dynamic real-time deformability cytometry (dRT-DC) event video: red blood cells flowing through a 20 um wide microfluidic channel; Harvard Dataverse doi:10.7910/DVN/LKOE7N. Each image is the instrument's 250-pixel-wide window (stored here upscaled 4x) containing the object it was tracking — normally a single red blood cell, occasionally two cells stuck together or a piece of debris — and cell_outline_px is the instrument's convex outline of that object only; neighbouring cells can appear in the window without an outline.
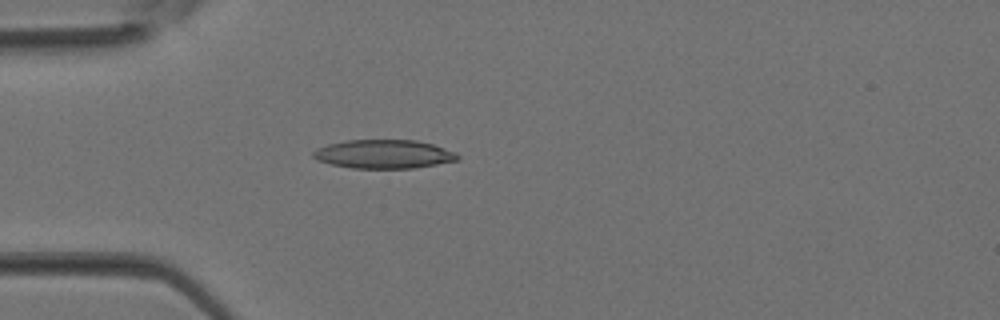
{"species": "Egyptian fruit bat (a non-hibernating species)", "species_latin": "Rousettus aegyptiacus", "temperature_condition": "room temperature", "stored_images_in_passage": 37, "camera_frame_rate_fps": 3000, "um_per_image_px": 0.085, "animal": {"sex": "female"}, "frame": {"image": 1, "passage_image": 10, "time_ms": 3.0, "image_size_px": [1000, 320], "cell_outline_px": [[460, 160], [412, 168], [352, 168], [332, 164], [316, 160], [312, 156], [312, 152], [316, 148], [328, 144], [344, 140], [416, 140], [432, 144], [456, 152], [460, 156]], "centroid_in_image_um": [32.61, 13.09], "position_along_channel_um": 52.4, "area_um2": 24.22}}
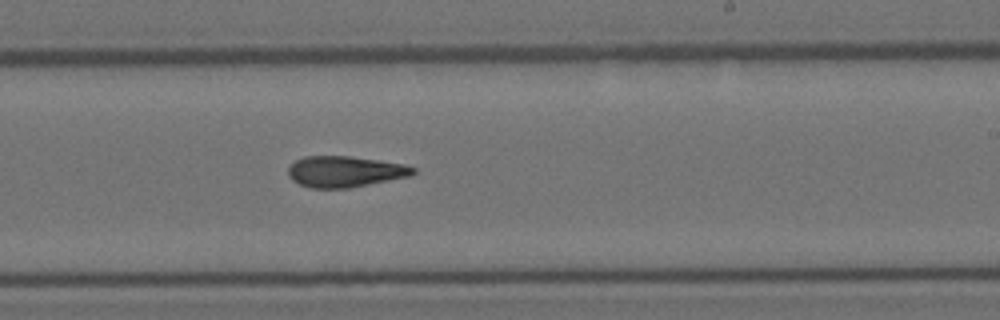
{"frame": {"image": 2, "passage_image": 22, "time_ms": 7.0, "image_size_px": [1000, 320], "cell_outline_px": [[416, 172], [412, 176], [348, 188], [312, 188], [300, 184], [292, 180], [288, 176], [288, 168], [296, 160], [304, 156], [348, 156], [380, 160], [404, 164], [416, 168]], "centroid_in_image_um": [29.34, 14.58], "position_along_channel_um": 259.7, "area_um2": 22.66}}
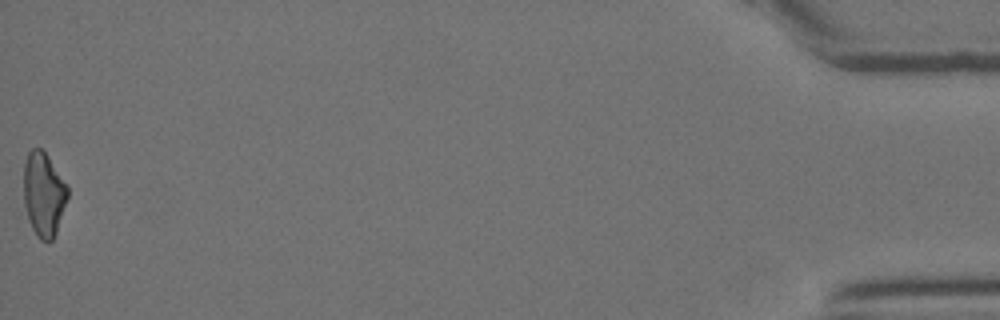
{"frame": {"image": 3, "passage_image": 37, "time_ms": 12.0, "image_size_px": [1000, 320], "cell_outline_px": [[68, 196], [56, 232], [52, 240], [48, 244], [40, 240], [36, 236], [28, 220], [24, 204], [24, 164], [28, 152], [32, 148], [40, 148], [48, 156], [68, 188]], "centroid_in_image_um": [3.69, 16.55], "position_along_channel_um": 431.5, "area_um2": 21.44}}